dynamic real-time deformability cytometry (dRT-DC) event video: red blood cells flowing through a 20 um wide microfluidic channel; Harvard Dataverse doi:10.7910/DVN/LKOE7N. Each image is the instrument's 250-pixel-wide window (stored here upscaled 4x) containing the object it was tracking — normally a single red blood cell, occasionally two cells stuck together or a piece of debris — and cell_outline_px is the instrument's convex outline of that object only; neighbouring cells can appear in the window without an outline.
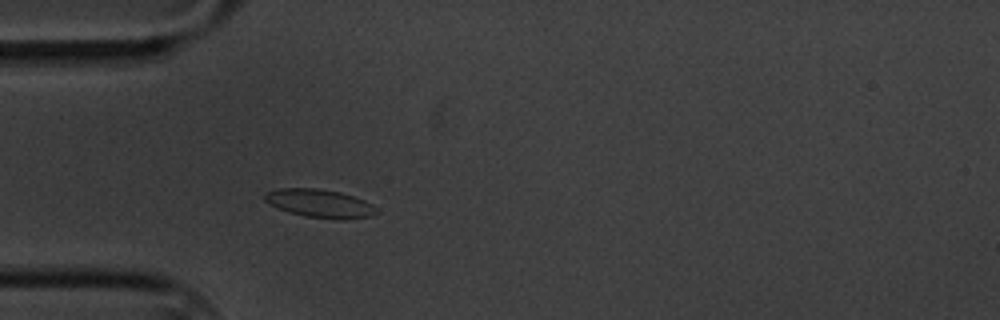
{"species": "common noctule bat (a hibernating species)", "species_latin": "Nyctalus noctula", "temperature_condition": "cold", "stored_images_in_passage": 3, "camera_frame_rate_fps": 3000, "um_per_image_px": 0.085, "animal": {"sex": "male", "body_mass_g": 20.1, "forearm_length_mm": 53.5}, "frame": {"image": 1, "passage_image": 2, "time_ms": 2.333, "image_size_px": [1000, 320], "cell_outline_px": [[380, 212], [368, 216], [304, 216], [288, 212], [268, 204], [264, 200], [264, 196], [268, 192], [280, 188], [316, 188], [340, 192], [364, 200], [376, 208]], "centroid_in_image_um": [27.08, 17.23], "position_along_channel_um": 57.9, "area_um2": 17.4}}